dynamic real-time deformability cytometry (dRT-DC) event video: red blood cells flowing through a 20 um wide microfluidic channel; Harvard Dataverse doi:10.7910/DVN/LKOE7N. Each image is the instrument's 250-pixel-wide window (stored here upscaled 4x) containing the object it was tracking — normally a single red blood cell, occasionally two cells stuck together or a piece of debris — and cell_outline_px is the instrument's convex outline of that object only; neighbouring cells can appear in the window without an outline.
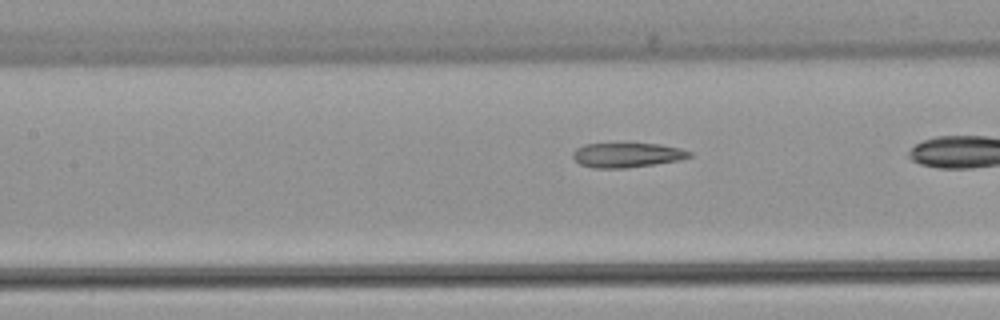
{"species": "common noctule bat (a hibernating species)", "species_latin": "Nyctalus noctula", "temperature_condition": "warm", "stored_images_in_passage": 25, "camera_frame_rate_fps": 3000, "um_per_image_px": 0.085, "animal": {"sex": "female", "body_mass_g": 22.7, "forearm_length_mm": 54.2}, "frame": {"image": 1, "passage_image": 8, "time_ms": 2.333, "image_size_px": [1000, 320], "cell_outline_px": [[692, 156], [680, 160], [628, 168], [592, 168], [580, 164], [572, 156], [572, 152], [576, 148], [584, 144], [660, 144], [680, 148], [692, 152]], "centroid_in_image_um": [53.3, 13.18], "position_along_channel_um": 154.1, "area_um2": 16.7}}